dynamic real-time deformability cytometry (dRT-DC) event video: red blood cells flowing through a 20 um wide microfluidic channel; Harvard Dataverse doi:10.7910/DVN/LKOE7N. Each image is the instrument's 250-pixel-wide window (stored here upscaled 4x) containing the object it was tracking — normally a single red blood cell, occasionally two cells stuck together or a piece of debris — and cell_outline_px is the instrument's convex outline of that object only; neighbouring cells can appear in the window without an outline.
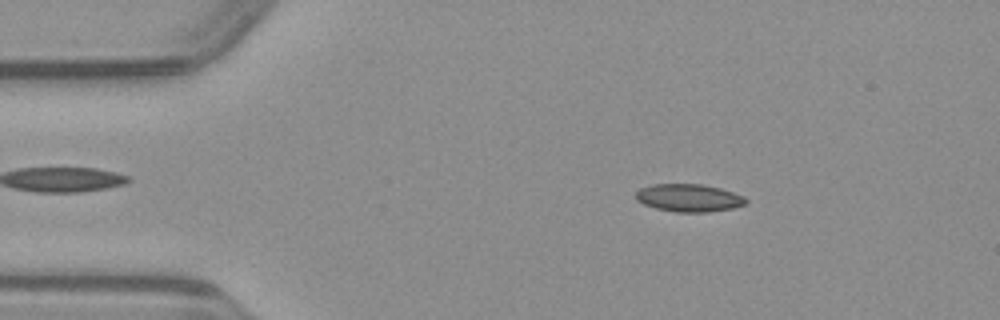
{"species": "common noctule bat (a hibernating species)", "species_latin": "Nyctalus noctula", "temperature_condition": "warm", "stored_images_in_passage": 48, "camera_frame_rate_fps": 3000, "um_per_image_px": 0.085, "animal": {"sex": "male", "body_mass_g": 23.1, "forearm_length_mm": 52.7}, "frame": {"image": 1, "passage_image": 7, "time_ms": 2.0, "image_size_px": [1000, 320], "cell_outline_px": [[748, 200], [744, 204], [732, 208], [708, 212], [676, 212], [656, 208], [644, 204], [636, 200], [636, 192], [640, 188], [652, 184], [700, 184], [720, 188], [744, 196]], "centroid_in_image_um": [58.54, 16.81], "position_along_channel_um": 26.5, "area_um2": 17.69}}
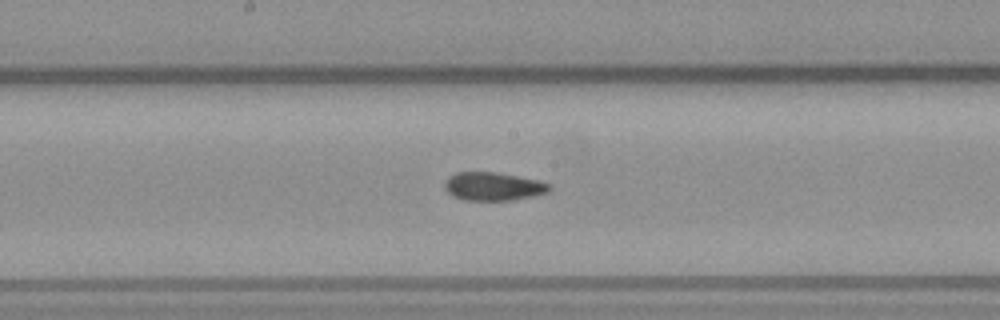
{"frame": {"image": 2, "passage_image": 24, "time_ms": 7.667, "image_size_px": [1000, 320], "cell_outline_px": [[552, 188], [548, 192], [532, 196], [512, 200], [464, 200], [452, 196], [444, 188], [444, 180], [448, 176], [456, 172], [496, 172], [536, 180], [552, 184]], "centroid_in_image_um": [41.89, 15.84], "position_along_channel_um": 206.3, "area_um2": 17.34}}
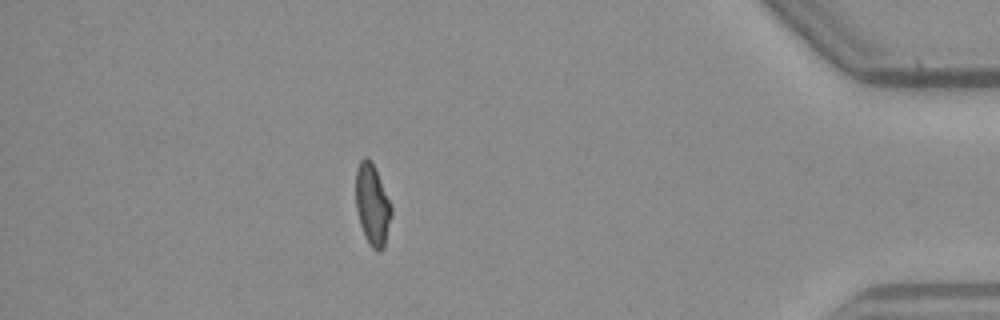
{"frame": {"image": 3, "passage_image": 42, "time_ms": 13.667, "image_size_px": [1000, 320], "cell_outline_px": [[392, 216], [384, 248], [380, 252], [372, 248], [364, 236], [360, 224], [356, 208], [356, 168], [360, 160], [364, 156], [368, 156], [376, 172], [392, 208]], "centroid_in_image_um": [31.64, 17.44], "position_along_channel_um": 403.6, "area_um2": 16.7}}